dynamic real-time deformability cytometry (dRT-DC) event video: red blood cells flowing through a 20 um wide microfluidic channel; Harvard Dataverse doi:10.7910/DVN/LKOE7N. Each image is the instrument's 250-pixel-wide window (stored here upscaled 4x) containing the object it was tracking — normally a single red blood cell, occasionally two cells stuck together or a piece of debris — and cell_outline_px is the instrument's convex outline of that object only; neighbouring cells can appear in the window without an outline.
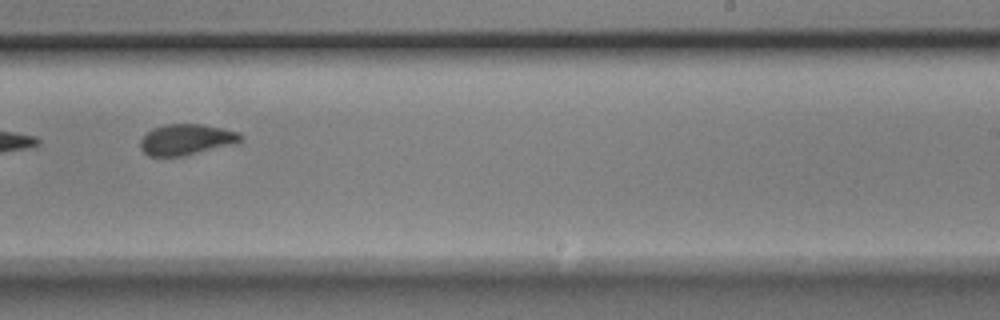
{"species": "Egyptian fruit bat (a non-hibernating species)", "species_latin": "Rousettus aegyptiacus", "temperature_condition": "room temperature", "stored_images_in_passage": 6, "camera_frame_rate_fps": 3000, "um_per_image_px": 0.085, "animal": {"sex": "male"}, "frame": {"image": 1, "passage_image": 6, "time_ms": 1.667, "image_size_px": [1000, 320], "cell_outline_px": [[244, 136], [240, 140], [228, 144], [184, 156], [148, 156], [140, 148], [140, 140], [152, 128], [164, 124], [200, 124], [224, 128], [240, 132]], "centroid_in_image_um": [15.79, 11.84], "position_along_channel_um": 273.2, "area_um2": 17.8}}